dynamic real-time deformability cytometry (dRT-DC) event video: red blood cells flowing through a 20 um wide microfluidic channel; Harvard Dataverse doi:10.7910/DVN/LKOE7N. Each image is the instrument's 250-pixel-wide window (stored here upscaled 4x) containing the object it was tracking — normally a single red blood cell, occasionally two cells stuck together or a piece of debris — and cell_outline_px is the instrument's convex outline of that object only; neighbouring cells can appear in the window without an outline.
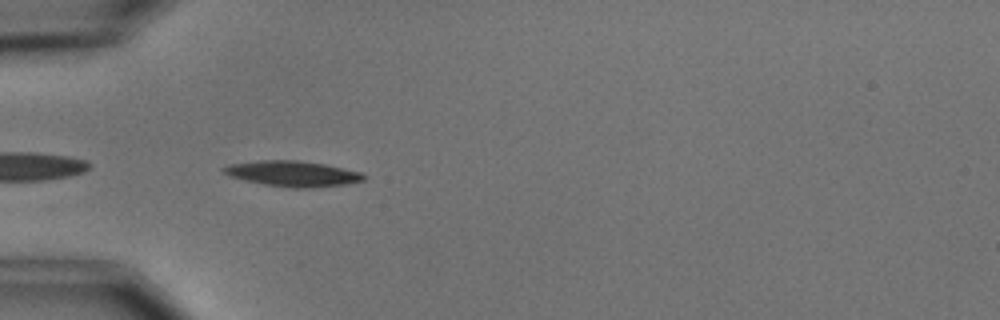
{"species": "common noctule bat (a hibernating species)", "species_latin": "Nyctalus noctula", "temperature_condition": "cold", "stored_images_in_passage": 4, "camera_frame_rate_fps": 3000, "um_per_image_px": 0.085, "animal": {"sex": "male", "body_mass_g": 15.6}, "frame": {"image": 1, "passage_image": 3, "time_ms": 3.333, "image_size_px": [1000, 320], "cell_outline_px": [[364, 180], [344, 184], [308, 188], [292, 188], [264, 184], [244, 180], [228, 176], [220, 168], [228, 164], [260, 160], [300, 160], [324, 164], [360, 172], [364, 176]], "centroid_in_image_um": [24.8, 14.75], "position_along_channel_um": 60.2, "area_um2": 20.75}}